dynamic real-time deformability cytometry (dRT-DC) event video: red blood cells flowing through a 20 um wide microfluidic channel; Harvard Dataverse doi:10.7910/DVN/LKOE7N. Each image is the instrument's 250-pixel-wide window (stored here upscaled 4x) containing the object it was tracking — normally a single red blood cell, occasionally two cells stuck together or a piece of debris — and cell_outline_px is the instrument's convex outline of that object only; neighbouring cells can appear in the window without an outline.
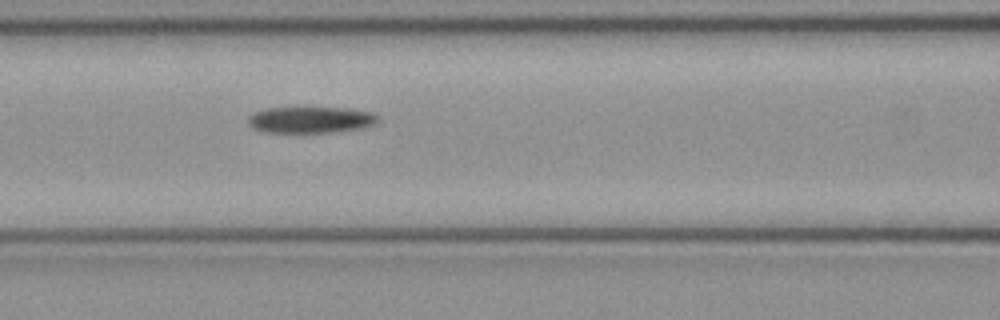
{"species": "common noctule bat (a hibernating species)", "species_latin": "Nyctalus noctula", "temperature_condition": "cold", "stored_images_in_passage": 6, "camera_frame_rate_fps": 3000, "um_per_image_px": 0.085, "animal": {"sex": "female", "body_mass_g": 21.9}, "frame": {"image": 1, "passage_image": 6, "time_ms": 1.667, "image_size_px": [1000, 320], "cell_outline_px": [[380, 120], [376, 124], [364, 128], [340, 132], [296, 136], [264, 132], [252, 128], [248, 124], [248, 116], [264, 108], [348, 108], [372, 112], [380, 116]], "centroid_in_image_um": [26.42, 10.25], "position_along_channel_um": 140.2, "area_um2": 21.33}}